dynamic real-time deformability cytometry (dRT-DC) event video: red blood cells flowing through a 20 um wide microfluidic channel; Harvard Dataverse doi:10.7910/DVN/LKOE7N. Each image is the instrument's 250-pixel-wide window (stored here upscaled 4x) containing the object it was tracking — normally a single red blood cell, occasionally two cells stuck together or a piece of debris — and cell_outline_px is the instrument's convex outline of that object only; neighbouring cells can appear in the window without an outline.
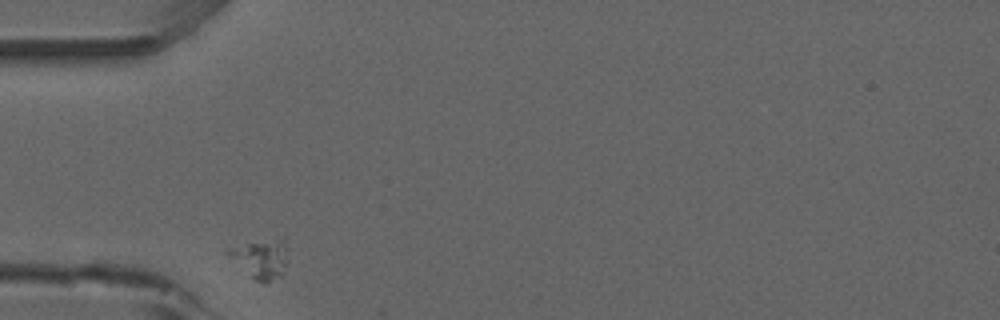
{"species": "common noctule bat (a hibernating species)", "species_latin": "Nyctalus noctula", "temperature_condition": "room temperature", "stored_images_in_passage": 3, "camera_frame_rate_fps": 3000, "um_per_image_px": 0.085, "animal": {"sex": "male", "forearm_length_mm": 52.5}, "frame": {"image": 1, "passage_image": 1, "time_ms": 0.0, "image_size_px": [1000, 320], "cell_outline_px": [[288, 260], [284, 272], [280, 276], [268, 280], [252, 280], [224, 252], [228, 248], [248, 244], [284, 244], [288, 248]], "centroid_in_image_um": [22.12, 22.09], "position_along_channel_um": 62.9, "area_um2": 12.54}}